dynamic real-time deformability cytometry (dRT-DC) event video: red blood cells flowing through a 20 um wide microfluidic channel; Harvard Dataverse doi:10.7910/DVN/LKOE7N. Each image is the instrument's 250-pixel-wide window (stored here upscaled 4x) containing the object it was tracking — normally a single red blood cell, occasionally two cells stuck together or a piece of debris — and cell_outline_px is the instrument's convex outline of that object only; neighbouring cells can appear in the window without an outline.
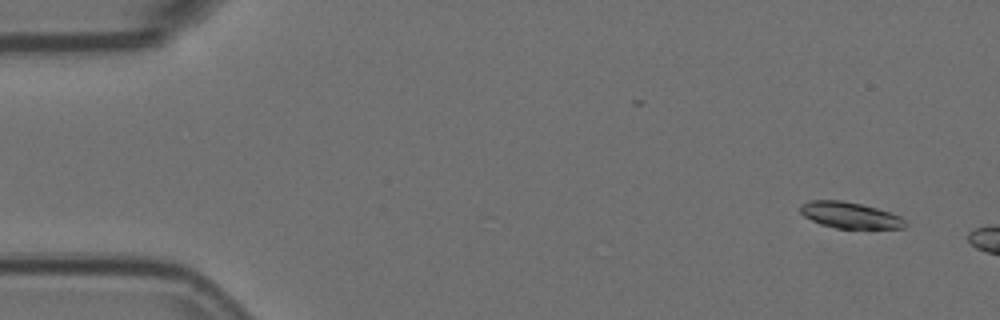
{"species": "Egyptian fruit bat (a non-hibernating species)", "species_latin": "Rousettus aegyptiacus", "temperature_condition": "room temperature", "stored_images_in_passage": 4, "camera_frame_rate_fps": 3000, "um_per_image_px": 0.085, "animal": {"sex": "female"}, "frame": {"image": 1, "passage_image": 2, "time_ms": 0.333, "image_size_px": [1000, 320], "cell_outline_px": [[908, 224], [904, 228], [836, 228], [820, 224], [804, 216], [800, 212], [800, 204], [812, 200], [844, 200], [876, 208], [900, 216]], "centroid_in_image_um": [72.22, 18.29], "position_along_channel_um": 12.8, "area_um2": 15.9}}